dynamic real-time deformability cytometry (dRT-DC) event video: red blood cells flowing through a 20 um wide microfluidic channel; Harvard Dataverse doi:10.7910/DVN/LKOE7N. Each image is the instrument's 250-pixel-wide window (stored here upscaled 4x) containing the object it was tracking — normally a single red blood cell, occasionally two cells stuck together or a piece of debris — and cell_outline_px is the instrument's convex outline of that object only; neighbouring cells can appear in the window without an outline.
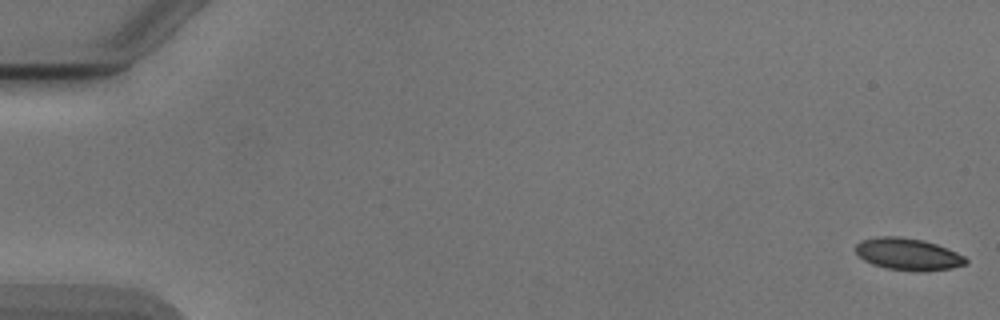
{"species": "Egyptian fruit bat (a non-hibernating species)", "species_latin": "Rousettus aegyptiacus", "temperature_condition": "cold", "stored_images_in_passage": 16, "camera_frame_rate_fps": 3000, "um_per_image_px": 0.085, "animal": {"sex": "male"}, "frame": {"image": 1, "passage_image": 1, "time_ms": 0.0, "image_size_px": [1000, 320], "cell_outline_px": [[968, 260], [964, 264], [952, 268], [924, 272], [916, 272], [884, 268], [872, 264], [864, 260], [856, 252], [856, 244], [860, 240], [876, 236], [900, 236], [924, 240], [936, 244], [956, 252], [964, 256]], "centroid_in_image_um": [77.16, 21.61], "position_along_channel_um": 7.8, "area_um2": 20.75}}
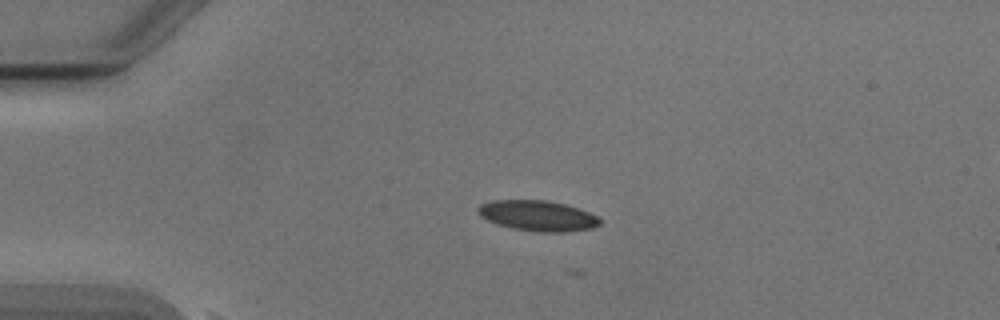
{"frame": {"image": 2, "passage_image": 13, "time_ms": 4.0, "image_size_px": [1000, 320], "cell_outline_px": [[600, 224], [592, 228], [564, 232], [536, 232], [512, 228], [488, 220], [480, 216], [480, 204], [492, 200], [548, 200], [564, 204], [588, 212], [596, 216], [600, 220]], "centroid_in_image_um": [45.72, 18.34], "position_along_channel_um": 39.3, "area_um2": 21.33}}